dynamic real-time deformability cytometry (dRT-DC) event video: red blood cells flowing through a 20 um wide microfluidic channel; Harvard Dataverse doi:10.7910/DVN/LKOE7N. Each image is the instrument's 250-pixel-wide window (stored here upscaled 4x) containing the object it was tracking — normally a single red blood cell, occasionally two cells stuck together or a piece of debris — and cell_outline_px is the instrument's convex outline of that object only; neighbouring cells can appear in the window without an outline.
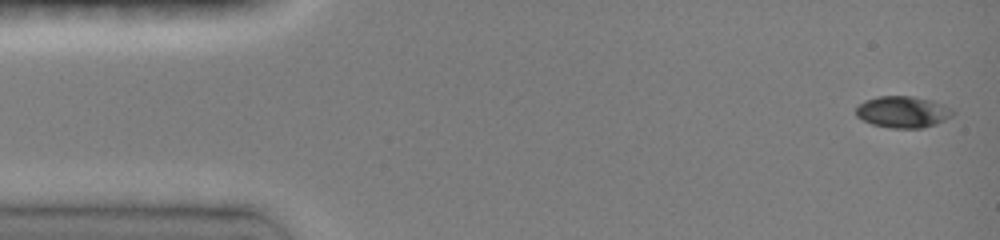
{"species": "common noctule bat (a hibernating species)", "species_latin": "Nyctalus noctula", "temperature_condition": "room temperature", "stored_images_in_passage": 9, "camera_frame_rate_fps": 3000, "um_per_image_px": 0.085, "animal": {"sex": "female", "body_mass_g": 19.0, "forearm_length_mm": 51.5}, "frame": {"image": 1, "passage_image": 1, "time_ms": 0.0, "image_size_px": [1000, 240], "cell_outline_px": [[956, 112], [952, 116], [936, 124], [924, 128], [892, 128], [872, 124], [856, 116], [856, 108], [864, 100], [880, 96], [912, 96], [932, 100], [944, 104], [952, 108]], "centroid_in_image_um": [76.78, 9.51], "position_along_channel_um": 8.2, "area_um2": 17.92}}
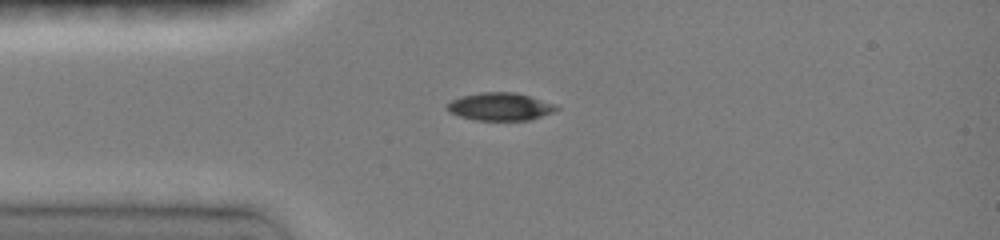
{"frame": {"image": 2, "passage_image": 6, "time_ms": 3.333, "image_size_px": [1000, 240], "cell_outline_px": [[560, 108], [552, 112], [528, 120], [476, 120], [460, 116], [448, 112], [444, 104], [452, 100], [464, 96], [480, 92], [516, 92], [556, 104]], "centroid_in_image_um": [42.49, 9.06], "position_along_channel_um": 42.5, "area_um2": 17.63}}
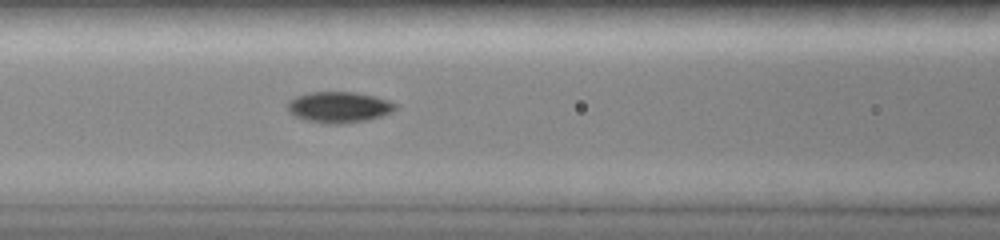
{"frame": {"image": 3, "passage_image": 9, "time_ms": 6.0, "image_size_px": [1000, 240], "cell_outline_px": [[396, 108], [392, 112], [368, 120], [344, 124], [328, 124], [308, 120], [296, 116], [288, 108], [288, 100], [296, 96], [308, 92], [356, 92], [388, 100], [396, 104]], "centroid_in_image_um": [28.82, 9.11], "position_along_channel_um": 137.8, "area_um2": 19.31}}